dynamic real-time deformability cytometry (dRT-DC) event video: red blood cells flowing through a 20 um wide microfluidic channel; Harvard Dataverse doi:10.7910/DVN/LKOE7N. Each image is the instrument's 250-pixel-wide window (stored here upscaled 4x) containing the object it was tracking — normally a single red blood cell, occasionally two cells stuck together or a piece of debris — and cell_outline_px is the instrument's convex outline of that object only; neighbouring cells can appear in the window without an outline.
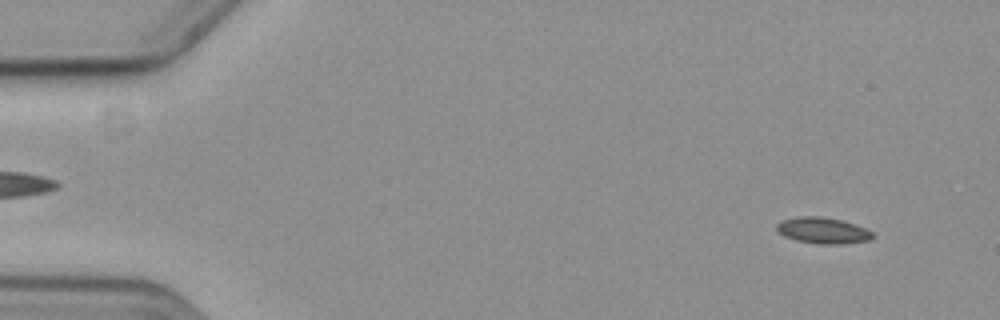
{"species": "common noctule bat (a hibernating species)", "species_latin": "Nyctalus noctula", "temperature_condition": "cold", "stored_images_in_passage": 57, "segment_of_instrument_passage": [1, 2], "camera_frame_rate_fps": 3000, "um_per_image_px": 0.085, "animal": {"sex": "female", "body_mass_g": 19.3, "forearm_length_mm": 54.1}, "frame": {"image": 1, "passage_image": 3, "time_ms": 0.667, "image_size_px": [1000, 320], "cell_outline_px": [[876, 236], [872, 240], [844, 244], [816, 244], [796, 240], [784, 236], [776, 232], [776, 224], [780, 220], [796, 216], [820, 216], [840, 220], [864, 228], [872, 232]], "centroid_in_image_um": [69.91, 19.6], "position_along_channel_um": 15.1, "area_um2": 14.85}}
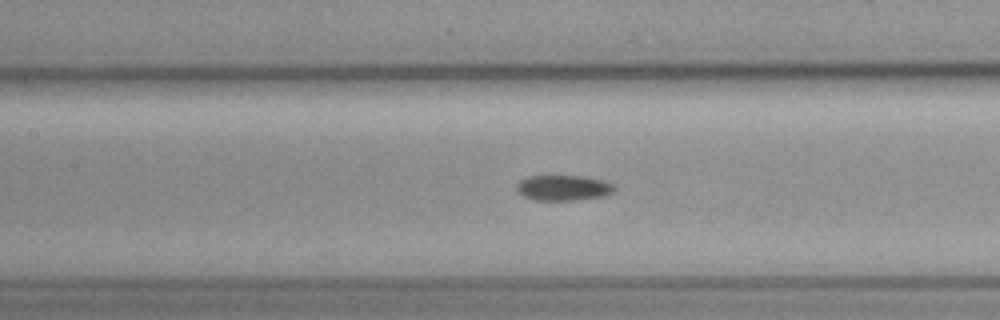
{"frame": {"image": 2, "passage_image": 25, "time_ms": 8.0, "image_size_px": [1000, 320], "cell_outline_px": [[616, 188], [612, 192], [604, 196], [576, 200], [532, 200], [524, 196], [516, 188], [516, 184], [520, 180], [528, 176], [584, 176], [604, 180], [612, 184]], "centroid_in_image_um": [47.88, 15.96], "position_along_channel_um": 159.5, "area_um2": 14.51}}
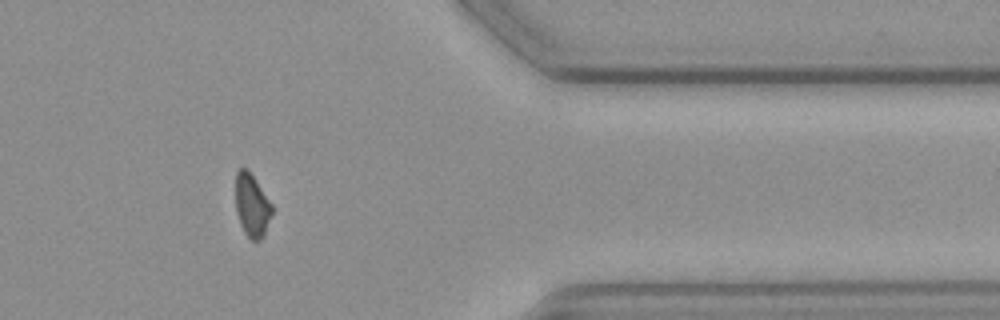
{"frame": {"image": 3, "passage_image": 46, "time_ms": 15.0, "image_size_px": [1000, 320], "cell_outline_px": [[272, 212], [264, 236], [260, 240], [252, 240], [244, 232], [240, 224], [236, 212], [236, 172], [240, 168], [248, 168], [272, 204]], "centroid_in_image_um": [21.41, 17.45], "position_along_channel_um": 390.0, "area_um2": 13.35}}